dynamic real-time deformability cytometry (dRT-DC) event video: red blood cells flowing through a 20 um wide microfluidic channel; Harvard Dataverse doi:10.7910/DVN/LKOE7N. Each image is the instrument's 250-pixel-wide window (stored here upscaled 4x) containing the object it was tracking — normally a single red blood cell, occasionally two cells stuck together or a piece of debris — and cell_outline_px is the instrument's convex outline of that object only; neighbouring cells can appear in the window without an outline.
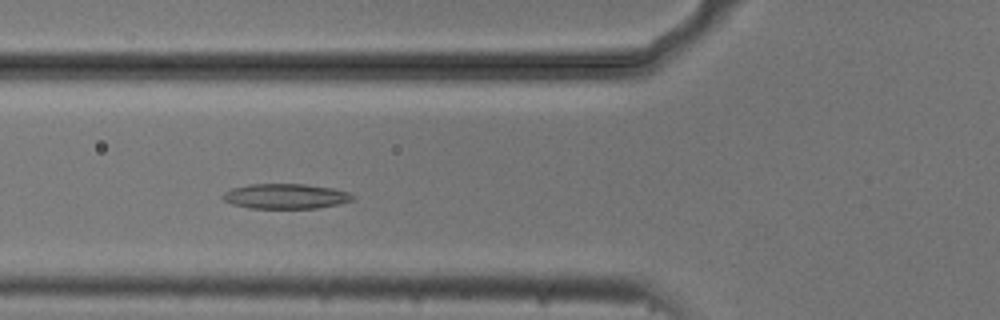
{"species": "common noctule bat (a hibernating species)", "species_latin": "Nyctalus noctula", "temperature_condition": "cold", "stored_images_in_passage": 50, "camera_frame_rate_fps": 3000, "um_per_image_px": 0.085, "animal": {"sex": "male", "body_mass_g": 20.5, "forearm_length_mm": 52.5}, "frame": {"image": 1, "passage_image": 16, "time_ms": 5.0, "image_size_px": [1000, 320], "cell_outline_px": [[356, 196], [352, 200], [340, 204], [316, 208], [248, 208], [232, 204], [224, 200], [220, 196], [224, 192], [232, 188], [248, 184], [304, 184], [332, 188], [348, 192]], "centroid_in_image_um": [24.26, 16.68], "position_along_channel_um": 101.5, "area_um2": 19.02}}
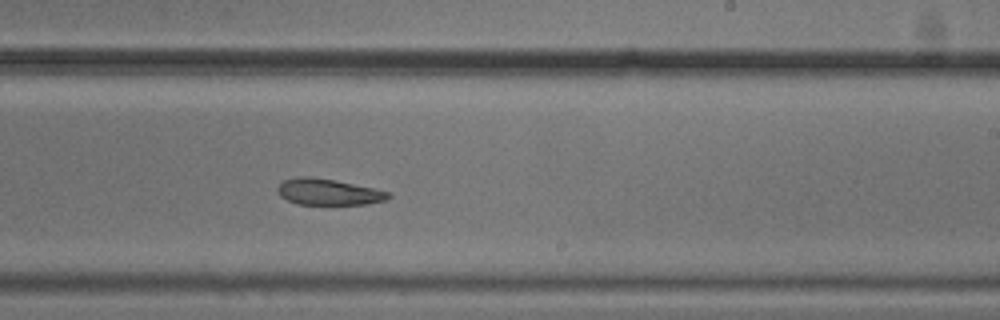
{"frame": {"image": 2, "passage_image": 29, "time_ms": 9.333, "image_size_px": [1000, 320], "cell_outline_px": [[392, 196], [388, 200], [368, 204], [296, 204], [280, 196], [276, 188], [284, 180], [300, 176], [308, 176], [332, 180], [372, 188], [388, 192]], "centroid_in_image_um": [27.9, 16.33], "position_along_channel_um": 261.1, "area_um2": 16.7}}
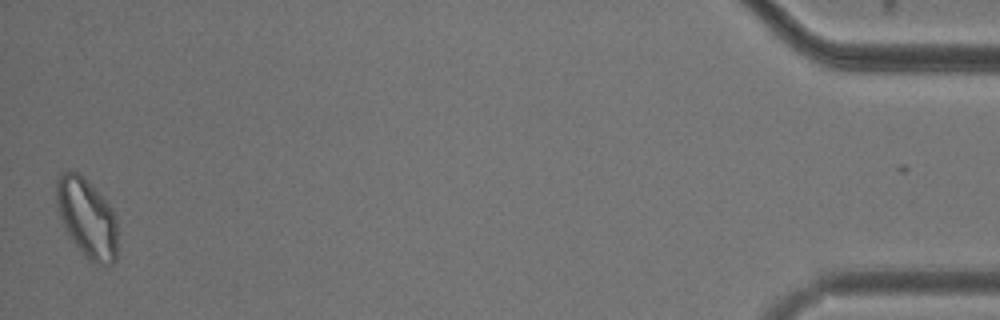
{"frame": {"image": 3, "passage_image": 50, "time_ms": 16.333, "image_size_px": [1000, 320], "cell_outline_px": [[116, 260], [112, 264], [96, 264], [88, 260], [84, 256], [72, 240], [64, 228], [56, 208], [56, 180], [64, 172], [76, 172], [112, 208], [116, 220]], "centroid_in_image_um": [7.37, 18.59], "position_along_channel_um": 427.8, "area_um2": 27.63}, "authors_computed_cell_mechanics": {"area_um2": 19.941, "velocity_mm_per_s": 3.6797, "shape_relaxation_time_tau1_ms": 10.817, "shape_relaxation_time_tau2_ms": 7.3099, "deformation_change_tau1": 0.1693, "deformation_change_tau2": 0.142}}